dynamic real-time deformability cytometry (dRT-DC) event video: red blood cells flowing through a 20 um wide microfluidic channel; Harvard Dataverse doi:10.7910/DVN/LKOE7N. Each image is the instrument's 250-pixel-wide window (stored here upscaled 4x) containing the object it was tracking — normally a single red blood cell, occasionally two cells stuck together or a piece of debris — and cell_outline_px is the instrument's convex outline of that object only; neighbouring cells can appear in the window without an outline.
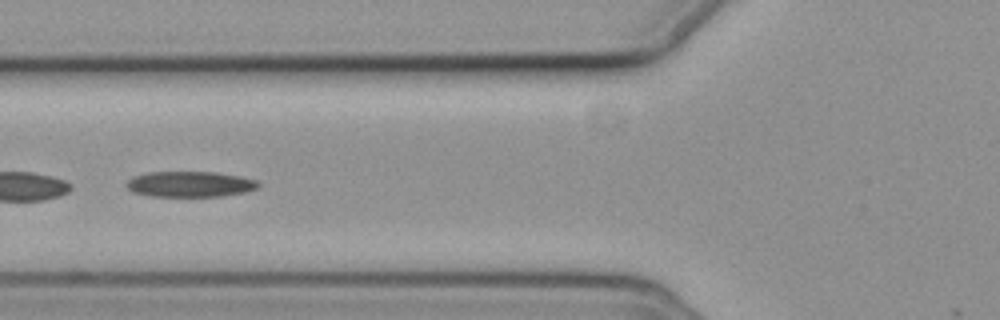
{"species": "common noctule bat (a hibernating species)", "species_latin": "Nyctalus noctula", "temperature_condition": "cold", "stored_images_in_passage": 54, "camera_frame_rate_fps": 3000, "um_per_image_px": 0.085, "animal": {"sex": "female", "body_mass_g": 19.3, "forearm_length_mm": 54.1}, "frame": {"image": 1, "passage_image": 22, "time_ms": 7.0, "image_size_px": [1000, 320], "cell_outline_px": [[260, 184], [256, 188], [244, 192], [224, 196], [152, 196], [132, 192], [124, 184], [132, 176], [148, 172], [216, 172], [240, 176], [256, 180]], "centroid_in_image_um": [16.12, 15.65], "position_along_channel_um": 109.7, "area_um2": 19.71}}
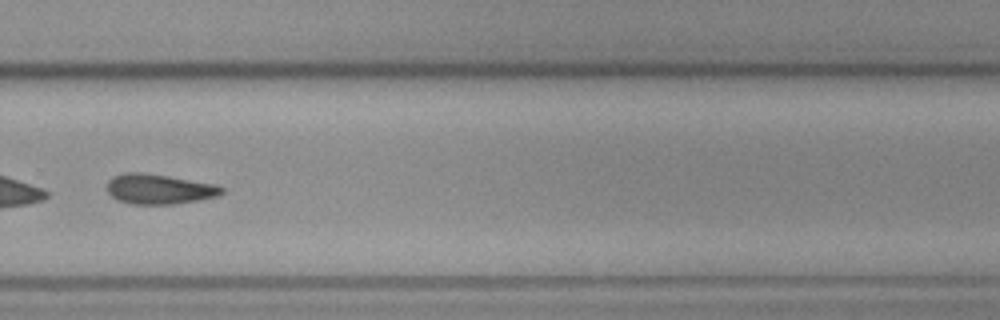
{"frame": {"image": 2, "passage_image": 39, "time_ms": 12.667, "image_size_px": [1000, 320], "cell_outline_px": [[224, 192], [216, 196], [200, 200], [176, 204], [132, 204], [116, 200], [108, 192], [108, 180], [112, 176], [124, 172], [140, 172], [168, 176], [216, 184], [224, 188]], "centroid_in_image_um": [13.52, 16.07], "position_along_channel_um": 316.3, "area_um2": 20.17}, "authors_computed_cell_mechanics": {"area_um2": 21.0103, "velocity_mm_per_s": 3.6452, "shape_relaxation_time_tau1_ms": 5.8293, "shape_relaxation_time_tau2_ms": null, "deformation_change_tau1": 0.1337, "deformation_change_tau2": null}}